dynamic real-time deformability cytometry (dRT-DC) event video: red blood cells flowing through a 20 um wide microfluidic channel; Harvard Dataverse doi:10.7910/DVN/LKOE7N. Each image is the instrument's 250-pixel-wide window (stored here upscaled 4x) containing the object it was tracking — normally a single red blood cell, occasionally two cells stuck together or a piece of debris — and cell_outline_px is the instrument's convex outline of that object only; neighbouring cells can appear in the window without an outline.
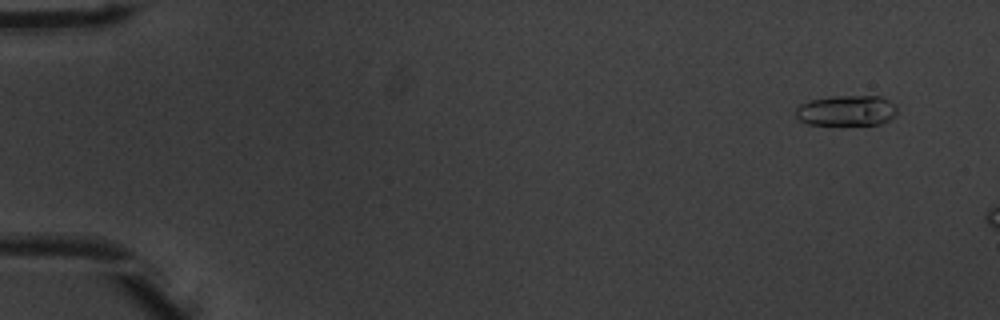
{"species": "common noctule bat (a hibernating species)", "species_latin": "Nyctalus noctula", "temperature_condition": "warm", "stored_images_in_passage": 10, "camera_frame_rate_fps": 3000, "um_per_image_px": 0.085, "animal": {"sex": "male", "body_mass_g": 20.1, "forearm_length_mm": 53.5}, "frame": {"image": 1, "passage_image": 4, "time_ms": 1.0, "image_size_px": [1000, 320], "cell_outline_px": [[896, 112], [888, 120], [880, 124], [808, 124], [800, 120], [796, 116], [796, 108], [800, 104], [812, 100], [832, 96], [880, 96], [888, 100], [896, 108]], "centroid_in_image_um": [71.93, 9.39], "position_along_channel_um": 13.1, "area_um2": 17.69}}